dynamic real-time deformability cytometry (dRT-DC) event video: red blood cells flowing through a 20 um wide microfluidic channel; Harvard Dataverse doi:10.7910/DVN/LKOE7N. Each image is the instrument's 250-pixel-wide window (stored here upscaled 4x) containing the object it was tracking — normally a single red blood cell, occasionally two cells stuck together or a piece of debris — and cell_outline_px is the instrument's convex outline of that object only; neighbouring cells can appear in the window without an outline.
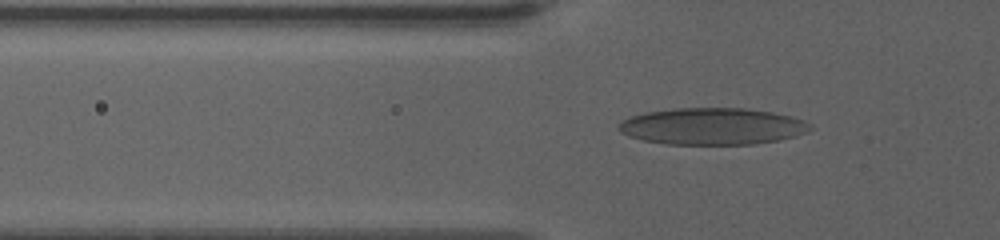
{"species": "human", "species_latin": "Homo sapiens", "temperature_condition": "warm", "stored_images_in_passage": 51, "camera_frame_rate_fps": 3000, "um_per_image_px": 0.085, "donor": {"sex": "female"}, "frame": {"image": 1, "passage_image": 14, "time_ms": 4.333, "image_size_px": [1000, 240], "cell_outline_px": [[812, 128], [808, 132], [776, 140], [752, 144], [668, 144], [644, 140], [628, 136], [620, 132], [616, 128], [624, 120], [632, 116], [648, 112], [672, 108], [744, 108], [772, 112], [788, 116], [812, 124]], "centroid_in_image_um": [60.53, 10.73], "position_along_channel_um": 65.3, "area_um2": 40.63}}
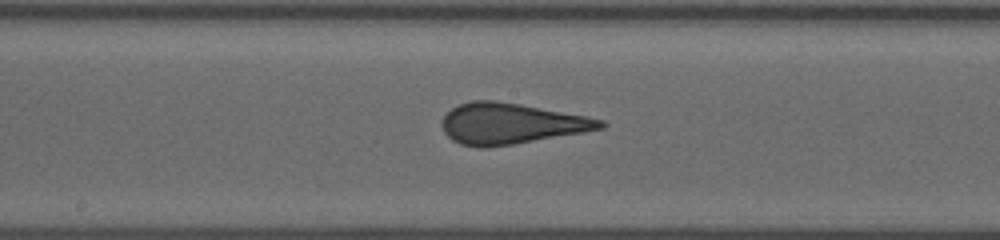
{"frame": {"image": 2, "passage_image": 26, "time_ms": 8.333, "image_size_px": [1000, 240], "cell_outline_px": [[608, 124], [604, 128], [584, 132], [488, 148], [476, 148], [460, 144], [452, 140], [444, 132], [440, 124], [444, 116], [452, 108], [460, 104], [472, 100], [496, 100], [520, 104], [588, 116], [604, 120]], "centroid_in_image_um": [43.42, 10.51], "position_along_channel_um": 204.8, "area_um2": 37.86}}
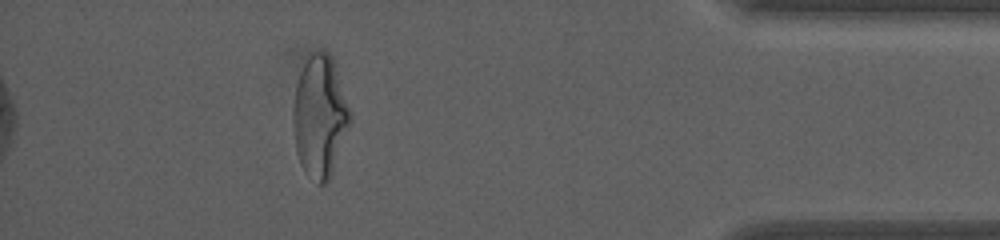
{"frame": {"image": 3, "passage_image": 46, "time_ms": 15.0, "image_size_px": [1000, 240], "cell_outline_px": [[352, 120], [332, 172], [328, 180], [324, 184], [320, 184], [300, 164], [296, 152], [292, 120], [292, 108], [296, 84], [300, 72], [304, 64], [320, 48], [324, 48], [328, 52], [332, 60], [352, 112]], "centroid_in_image_um": [27.19, 9.88], "position_along_channel_um": 408.0, "area_um2": 40.06}}